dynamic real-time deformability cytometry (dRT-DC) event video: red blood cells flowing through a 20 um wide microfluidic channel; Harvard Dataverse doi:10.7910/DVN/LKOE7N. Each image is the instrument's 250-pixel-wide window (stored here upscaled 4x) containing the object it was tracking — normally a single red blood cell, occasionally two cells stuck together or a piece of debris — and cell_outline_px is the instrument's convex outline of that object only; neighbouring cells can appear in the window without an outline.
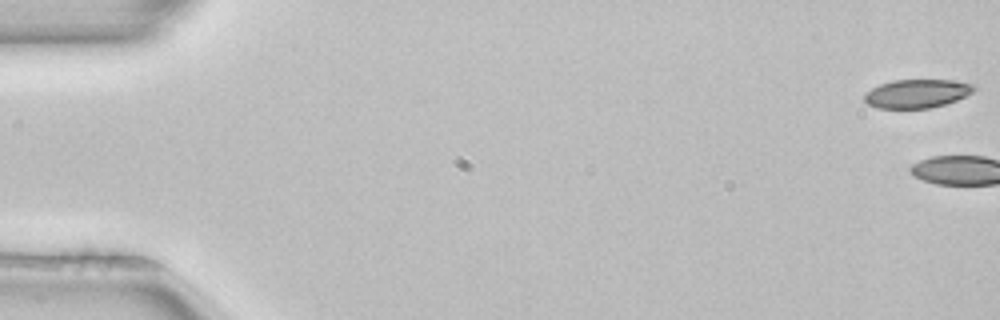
{"species": "common noctule bat (a hibernating species)", "species_latin": "Nyctalus noctula", "temperature_condition": "room temperature", "stored_images_in_passage": 3, "camera_frame_rate_fps": 3000, "um_per_image_px": 0.085, "animal": {"sex": "female", "body_mass_g": 22.7, "forearm_length_mm": 54.2}, "frame": {"image": 1, "passage_image": 1, "time_ms": 0.0, "image_size_px": [1000, 320], "cell_outline_px": [[976, 88], [972, 92], [956, 100], [944, 104], [928, 108], [876, 108], [868, 104], [864, 100], [864, 92], [880, 84], [892, 80], [952, 80], [976, 84]], "centroid_in_image_um": [77.92, 7.94], "position_along_channel_um": 7.1, "area_um2": 18.26}}